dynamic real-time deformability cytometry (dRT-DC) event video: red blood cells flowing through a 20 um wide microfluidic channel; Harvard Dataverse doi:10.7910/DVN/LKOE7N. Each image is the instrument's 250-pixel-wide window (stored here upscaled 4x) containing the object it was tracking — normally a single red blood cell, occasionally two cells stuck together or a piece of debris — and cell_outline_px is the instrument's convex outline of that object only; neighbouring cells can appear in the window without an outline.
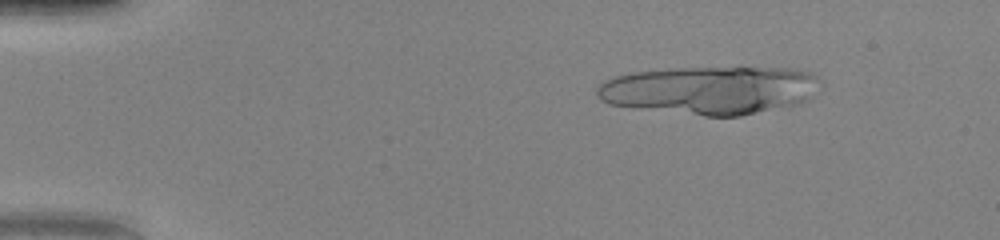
{"species": "human", "species_latin": "Homo sapiens", "temperature_condition": "warm", "stored_images_in_passage": 38, "segment_of_instrument_passage": [1, 2], "camera_frame_rate_fps": 3000, "um_per_image_px": 0.085, "donor": {"sex": "female"}, "frame": {"image": 1, "passage_image": 7, "time_ms": 2.0, "image_size_px": [1000, 240], "cell_outline_px": [[824, 88], [820, 92], [808, 100], [796, 104], [740, 116], [704, 116], [632, 108], [608, 104], [600, 100], [596, 96], [596, 88], [604, 80], [616, 76], [632, 72], [676, 68], [796, 68], [812, 72], [824, 84]], "centroid_in_image_um": [60.41, 7.66], "position_along_channel_um": 24.6, "area_um2": 63.58}}
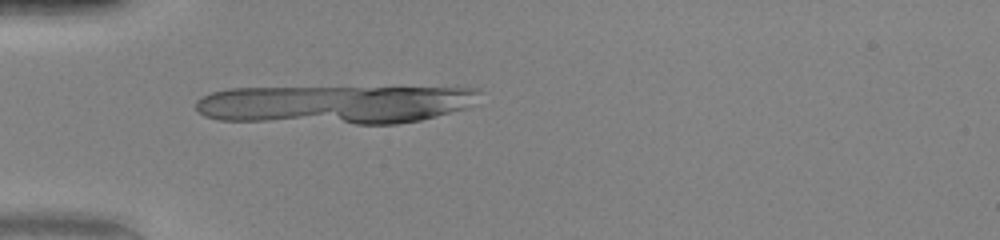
{"frame": {"image": 2, "passage_image": 15, "time_ms": 4.667, "image_size_px": [1000, 240], "cell_outline_px": [[480, 92], [476, 104], [468, 108], [420, 120], [396, 124], [356, 124], [220, 120], [204, 116], [196, 108], [196, 100], [212, 92], [228, 88], [480, 88]], "centroid_in_image_um": [28.5, 8.88], "position_along_channel_um": 56.5, "area_um2": 63.75}}